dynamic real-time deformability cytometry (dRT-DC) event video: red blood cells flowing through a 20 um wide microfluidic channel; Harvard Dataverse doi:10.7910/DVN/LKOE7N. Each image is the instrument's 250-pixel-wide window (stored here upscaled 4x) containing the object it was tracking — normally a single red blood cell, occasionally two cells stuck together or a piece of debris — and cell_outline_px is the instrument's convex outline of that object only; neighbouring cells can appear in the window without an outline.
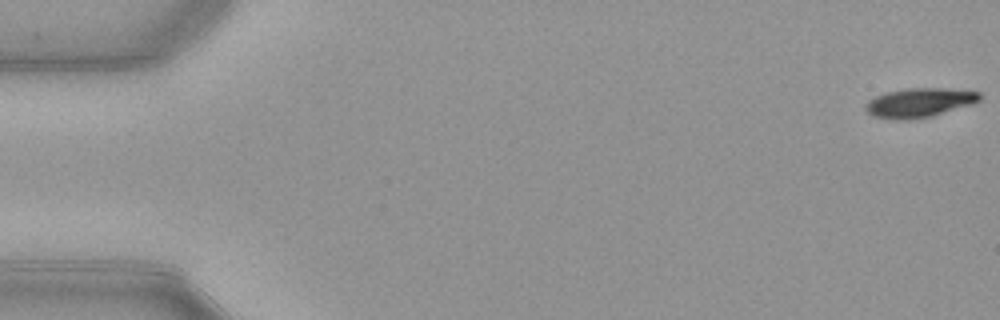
{"species": "common noctule bat (a hibernating species)", "species_latin": "Nyctalus noctula", "temperature_condition": "warm", "stored_images_in_passage": 53, "camera_frame_rate_fps": 3000, "um_per_image_px": 0.085, "animal": {"sex": "female", "body_mass_g": 21.9}, "frame": {"image": 1, "passage_image": 1, "time_ms": 0.0, "image_size_px": [1000, 320], "cell_outline_px": [[980, 100], [972, 104], [932, 116], [904, 120], [896, 120], [872, 116], [864, 108], [864, 104], [868, 100], [884, 92], [904, 88], [948, 88], [980, 92]], "centroid_in_image_um": [78.1, 8.72], "position_along_channel_um": 6.9, "area_um2": 19.59}}
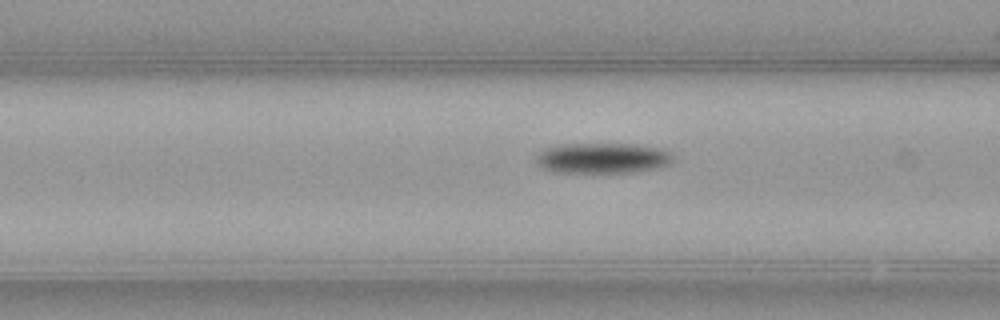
{"frame": {"image": 2, "passage_image": 21, "time_ms": 6.667, "image_size_px": [1000, 320], "cell_outline_px": [[676, 160], [672, 164], [656, 168], [636, 172], [552, 172], [544, 168], [536, 160], [536, 156], [544, 148], [564, 144], [632, 144], [660, 148], [672, 152], [676, 156]], "centroid_in_image_um": [51.31, 13.44], "position_along_channel_um": 115.3, "area_um2": 24.51}}
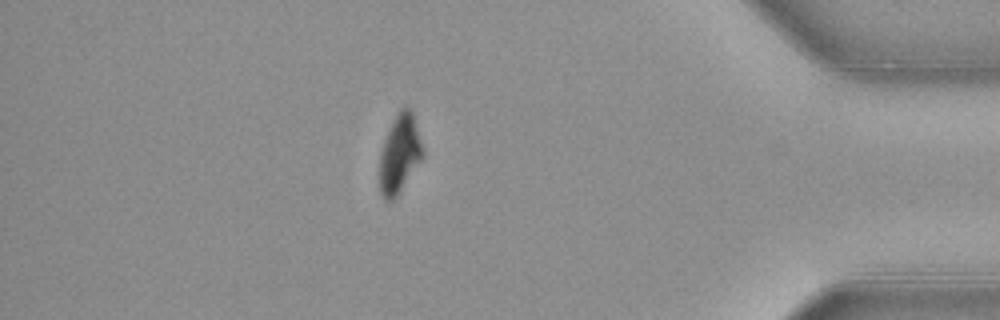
{"frame": {"image": 3, "passage_image": 46, "time_ms": 15.0, "image_size_px": [1000, 320], "cell_outline_px": [[424, 156], [396, 196], [392, 200], [384, 200], [380, 192], [380, 152], [384, 140], [392, 120], [396, 112], [404, 104], [412, 112], [424, 152]], "centroid_in_image_um": [33.96, 13.04], "position_along_channel_um": 401.2, "area_um2": 19.54}, "authors_computed_cell_mechanics": {"area_um2": 21.7906, "velocity_mm_per_s": 3.9323, "shape_relaxation_time_tau1_ms": 1.9958, "shape_relaxation_time_tau2_ms": null, "deformation_change_tau1": 0.1541, "deformation_change_tau2": null}}